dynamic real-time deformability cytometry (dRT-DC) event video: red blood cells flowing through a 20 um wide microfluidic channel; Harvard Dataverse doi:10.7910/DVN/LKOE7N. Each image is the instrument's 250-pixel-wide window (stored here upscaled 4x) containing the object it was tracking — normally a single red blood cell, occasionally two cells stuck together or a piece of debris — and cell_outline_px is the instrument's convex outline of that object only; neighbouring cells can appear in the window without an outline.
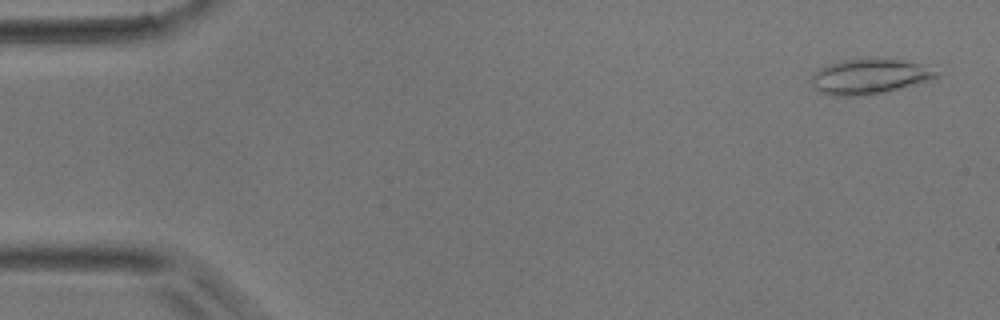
{"species": "common noctule bat (a hibernating species)", "species_latin": "Nyctalus noctula", "temperature_condition": "room temperature", "stored_images_in_passage": 47, "camera_frame_rate_fps": 3000, "um_per_image_px": 0.085, "animal": {"sex": "male", "body_mass_g": 17.9}, "frame": {"image": 1, "passage_image": 2, "time_ms": 0.333, "image_size_px": [1000, 320], "cell_outline_px": [[940, 76], [928, 80], [900, 88], [884, 92], [860, 96], [832, 96], [820, 92], [808, 80], [812, 72], [828, 64], [844, 60], [900, 60], [932, 64]], "centroid_in_image_um": [73.91, 6.51], "position_along_channel_um": 11.1, "area_um2": 25.61}}
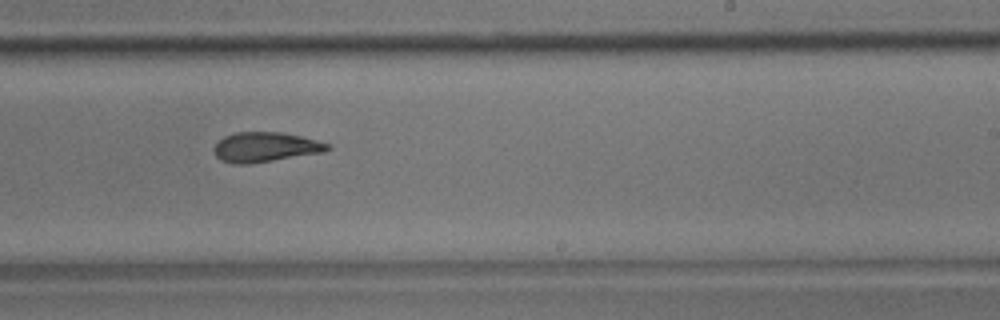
{"frame": {"image": 2, "passage_image": 29, "time_ms": 9.333, "image_size_px": [1000, 320], "cell_outline_px": [[332, 148], [324, 152], [248, 164], [232, 164], [220, 160], [216, 156], [212, 148], [224, 136], [236, 132], [280, 132], [300, 136], [332, 144]], "centroid_in_image_um": [22.55, 12.5], "position_along_channel_um": 266.4, "area_um2": 19.77}}
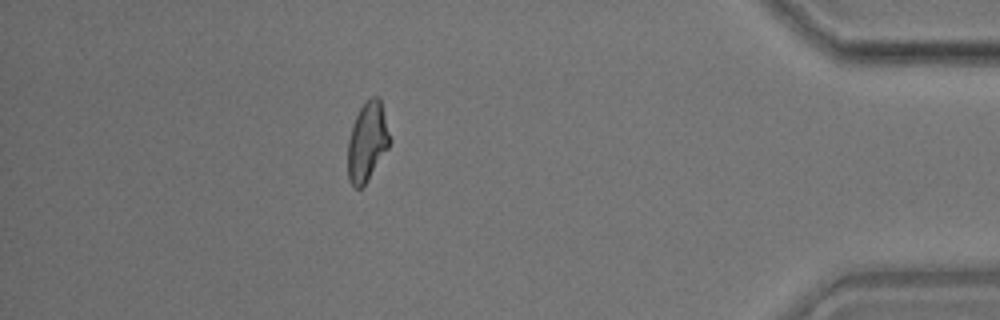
{"frame": {"image": 3, "passage_image": 42, "time_ms": 13.667, "image_size_px": [1000, 320], "cell_outline_px": [[392, 140], [388, 148], [364, 184], [360, 188], [356, 188], [348, 180], [348, 140], [352, 124], [364, 100], [372, 96], [380, 96]], "centroid_in_image_um": [31.23, 11.97], "position_along_channel_um": 404.0, "area_um2": 19.42}}